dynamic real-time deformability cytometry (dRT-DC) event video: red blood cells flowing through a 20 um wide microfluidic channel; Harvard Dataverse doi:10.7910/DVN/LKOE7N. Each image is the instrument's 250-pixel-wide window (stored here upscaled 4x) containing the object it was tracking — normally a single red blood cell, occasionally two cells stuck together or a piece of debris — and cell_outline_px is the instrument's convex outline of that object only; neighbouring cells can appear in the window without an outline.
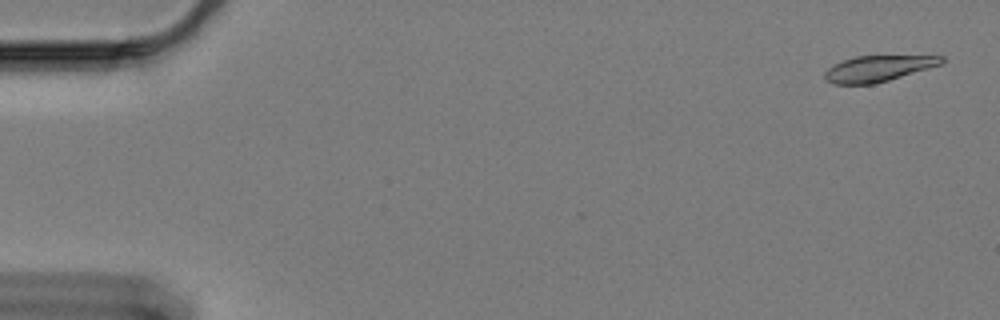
{"species": "Egyptian fruit bat (a non-hibernating species)", "species_latin": "Rousettus aegyptiacus", "temperature_condition": "cold", "stored_images_in_passage": 59, "camera_frame_rate_fps": 3000, "um_per_image_px": 0.085, "animal": {"sex": "female"}, "frame": {"image": 1, "passage_image": 1, "time_ms": 0.0, "image_size_px": [1000, 320], "cell_outline_px": [[944, 60], [940, 64], [928, 68], [888, 80], [872, 84], [832, 84], [824, 80], [824, 72], [828, 68], [844, 60], [856, 56], [944, 56]], "centroid_in_image_um": [74.58, 5.83], "position_along_channel_um": 10.4, "area_um2": 17.34}}
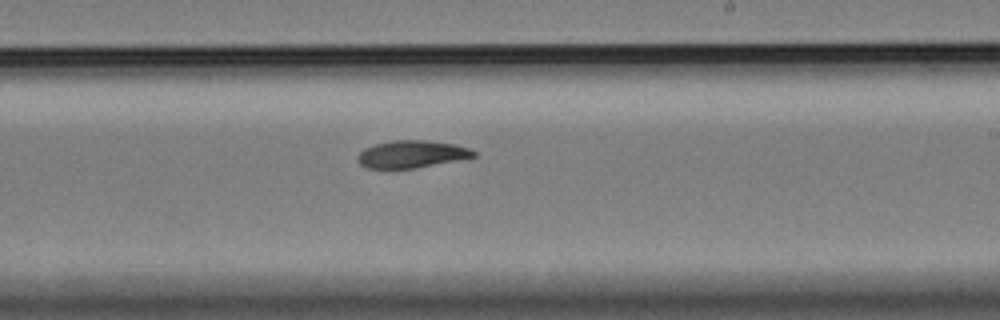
{"frame": {"image": 2, "passage_image": 35, "time_ms": 11.333, "image_size_px": [1000, 320], "cell_outline_px": [[476, 156], [412, 168], [368, 168], [360, 164], [356, 156], [364, 148], [376, 144], [392, 140], [428, 140], [456, 144], [468, 148], [476, 152]], "centroid_in_image_um": [34.96, 13.08], "position_along_channel_um": 254.0, "area_um2": 18.21}}
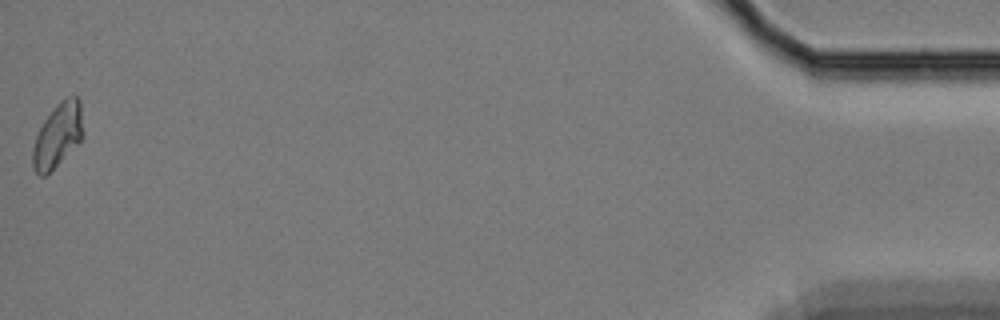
{"frame": {"image": 3, "passage_image": 59, "time_ms": 19.333, "image_size_px": [1000, 320], "cell_outline_px": [[84, 136], [44, 176], [40, 176], [32, 168], [32, 148], [36, 136], [44, 120], [56, 104], [60, 100], [68, 96], [76, 96], [80, 100], [84, 132]], "centroid_in_image_um": [4.91, 11.45], "position_along_channel_um": 430.3, "area_um2": 18.55}}